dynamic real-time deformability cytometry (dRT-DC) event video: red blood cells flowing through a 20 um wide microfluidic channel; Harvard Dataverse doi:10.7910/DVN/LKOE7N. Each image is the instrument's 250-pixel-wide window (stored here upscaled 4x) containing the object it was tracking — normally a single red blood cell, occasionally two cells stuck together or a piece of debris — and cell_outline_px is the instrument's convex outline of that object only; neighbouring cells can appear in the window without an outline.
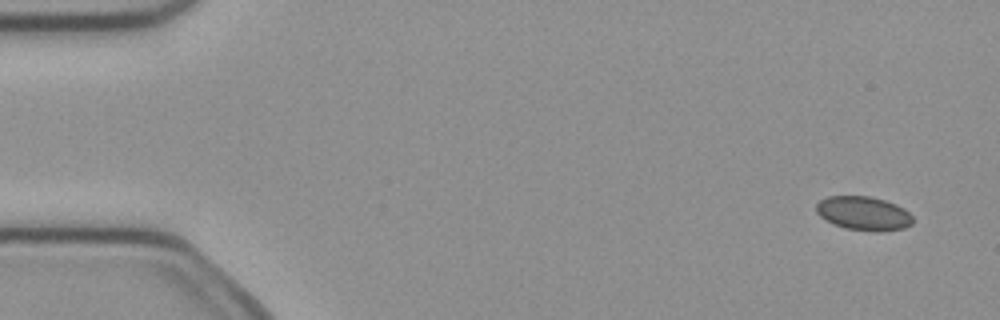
{"species": "common noctule bat (a hibernating species)", "species_latin": "Nyctalus noctula", "temperature_condition": "cold", "stored_images_in_passage": 4, "camera_frame_rate_fps": 3000, "um_per_image_px": 0.085, "animal": {"sex": "female", "body_mass_g": 21.9}, "frame": {"image": 1, "passage_image": 1, "time_ms": 0.0, "image_size_px": [1000, 320], "cell_outline_px": [[912, 224], [904, 228], [880, 232], [876, 232], [844, 228], [820, 216], [816, 212], [816, 204], [820, 200], [828, 196], [868, 196], [884, 200], [896, 204], [904, 208], [912, 216]], "centroid_in_image_um": [73.42, 18.14], "position_along_channel_um": 11.6, "area_um2": 19.02}}
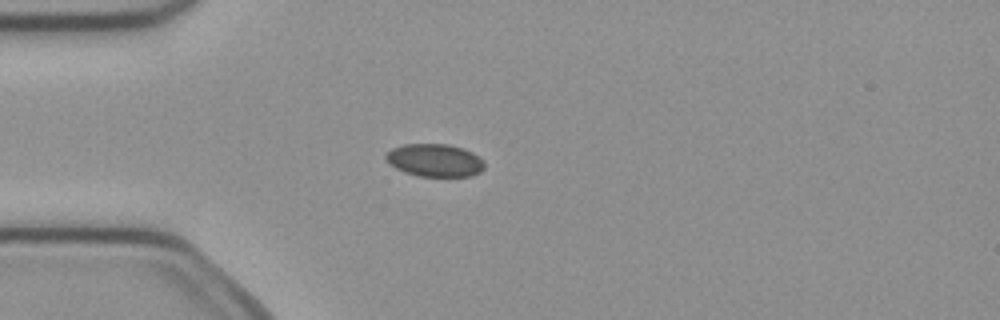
{"frame": {"image": 2, "passage_image": 4, "time_ms": 1.0, "image_size_px": [1000, 320], "cell_outline_px": [[484, 168], [480, 172], [472, 176], [416, 176], [404, 172], [396, 168], [384, 156], [392, 148], [404, 144], [448, 144], [464, 148], [472, 152], [484, 160]], "centroid_in_image_um": [36.99, 13.62], "position_along_channel_um": 48.0, "area_um2": 18.84}}